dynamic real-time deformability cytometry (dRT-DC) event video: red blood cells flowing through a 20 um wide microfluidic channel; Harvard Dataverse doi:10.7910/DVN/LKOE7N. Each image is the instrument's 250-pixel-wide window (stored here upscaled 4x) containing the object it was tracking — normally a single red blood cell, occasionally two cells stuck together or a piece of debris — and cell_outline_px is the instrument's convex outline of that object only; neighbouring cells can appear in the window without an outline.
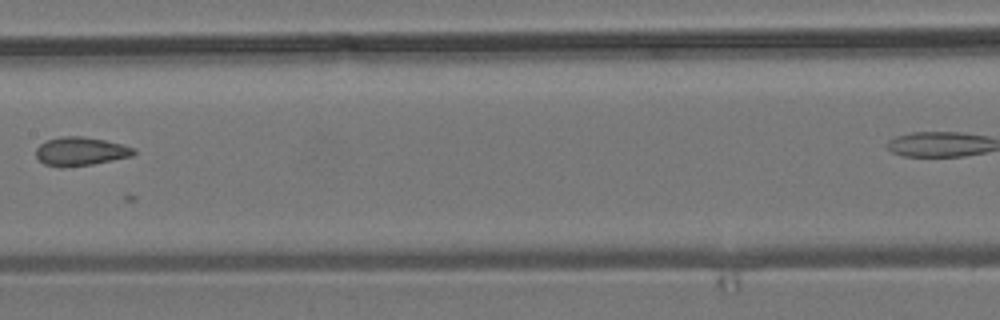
{"species": "common noctule bat (a hibernating species)", "species_latin": "Nyctalus noctula", "temperature_condition": "room temperature", "stored_images_in_passage": 7, "camera_frame_rate_fps": 3000, "um_per_image_px": 0.085, "animal": {"sex": "male", "body_mass_g": 19.2, "forearm_length_mm": 51.8}, "frame": {"image": 1, "passage_image": 5, "time_ms": 4.667, "image_size_px": [1000, 320], "cell_outline_px": [[136, 152], [132, 156], [92, 164], [44, 164], [36, 156], [36, 148], [40, 144], [48, 140], [64, 136], [84, 136], [104, 140], [136, 148]], "centroid_in_image_um": [6.9, 12.82], "position_along_channel_um": 200.5, "area_um2": 15.55}}